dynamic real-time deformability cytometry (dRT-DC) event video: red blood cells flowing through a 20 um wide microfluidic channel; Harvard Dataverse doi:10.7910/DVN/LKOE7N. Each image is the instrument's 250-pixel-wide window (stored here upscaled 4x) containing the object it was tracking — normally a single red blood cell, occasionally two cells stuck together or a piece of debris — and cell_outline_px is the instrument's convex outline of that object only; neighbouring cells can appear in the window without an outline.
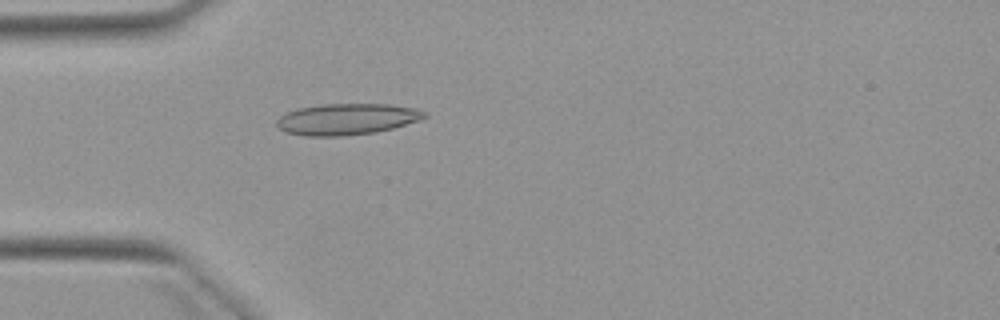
{"species": "Egyptian fruit bat (a non-hibernating species)", "species_latin": "Rousettus aegyptiacus", "temperature_condition": "warm", "stored_images_in_passage": 3, "camera_frame_rate_fps": 3000, "um_per_image_px": 0.085, "animal": {"sex": "female"}, "frame": {"image": 1, "passage_image": 3, "time_ms": 3.0, "image_size_px": [1000, 320], "cell_outline_px": [[428, 116], [420, 120], [392, 128], [376, 132], [340, 136], [304, 136], [284, 132], [276, 124], [276, 120], [280, 116], [288, 112], [300, 108], [324, 104], [388, 104], [416, 108], [428, 112]], "centroid_in_image_um": [29.51, 10.13], "position_along_channel_um": 55.5, "area_um2": 26.93}}